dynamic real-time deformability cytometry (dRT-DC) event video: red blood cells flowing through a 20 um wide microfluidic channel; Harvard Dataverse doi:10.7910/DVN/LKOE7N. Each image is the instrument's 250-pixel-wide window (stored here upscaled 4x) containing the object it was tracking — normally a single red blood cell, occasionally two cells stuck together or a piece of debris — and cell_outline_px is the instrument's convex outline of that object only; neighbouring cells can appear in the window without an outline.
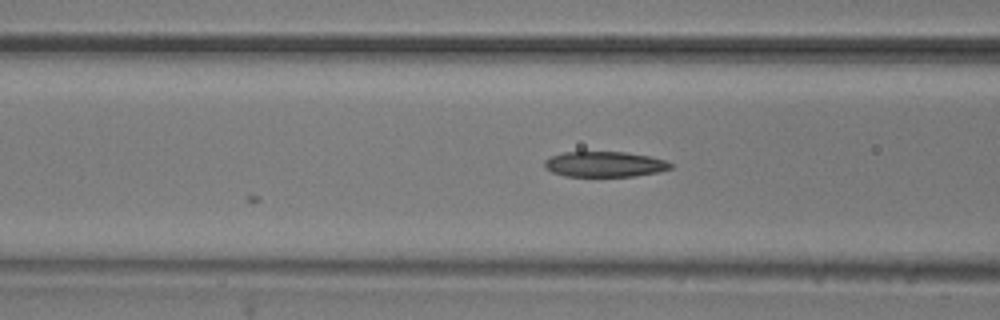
{"species": "common noctule bat (a hibernating species)", "species_latin": "Nyctalus noctula", "temperature_condition": "room temperature", "stored_images_in_passage": 9, "camera_frame_rate_fps": 3000, "um_per_image_px": 0.085, "animal": {"sex": "male", "body_mass_g": 20.5, "forearm_length_mm": 52.5}, "frame": {"image": 1, "passage_image": 9, "time_ms": 2.667, "image_size_px": [1000, 320], "cell_outline_px": [[676, 164], [672, 168], [660, 172], [632, 176], [564, 176], [552, 172], [544, 168], [544, 160], [552, 156], [564, 152], [624, 152], [648, 156], [664, 160]], "centroid_in_image_um": [51.41, 13.96], "position_along_channel_um": 115.2, "area_um2": 18.73}}